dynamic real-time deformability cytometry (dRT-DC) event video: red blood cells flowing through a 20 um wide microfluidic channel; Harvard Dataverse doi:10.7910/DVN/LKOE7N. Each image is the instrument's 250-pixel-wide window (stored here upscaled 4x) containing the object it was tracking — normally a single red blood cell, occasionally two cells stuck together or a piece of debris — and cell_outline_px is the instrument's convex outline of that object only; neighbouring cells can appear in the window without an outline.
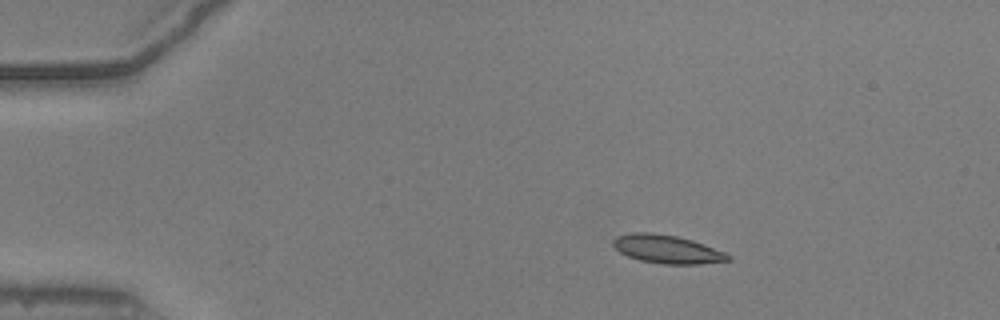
{"species": "common noctule bat (a hibernating species)", "species_latin": "Nyctalus noctula", "temperature_condition": "warm", "stored_images_in_passage": 11, "camera_frame_rate_fps": 3000, "um_per_image_px": 0.085, "animal": {"sex": "male", "body_mass_g": 20.5, "forearm_length_mm": 52.5}, "frame": {"image": 1, "passage_image": 1, "time_ms": 0.0, "image_size_px": [1000, 320], "cell_outline_px": [[732, 260], [700, 264], [664, 264], [640, 260], [628, 256], [620, 252], [612, 244], [612, 240], [616, 236], [632, 232], [652, 232], [676, 236], [692, 240], [704, 244], [724, 252], [732, 256]], "centroid_in_image_um": [56.7, 21.18], "position_along_channel_um": 28.3, "area_um2": 19.02}}
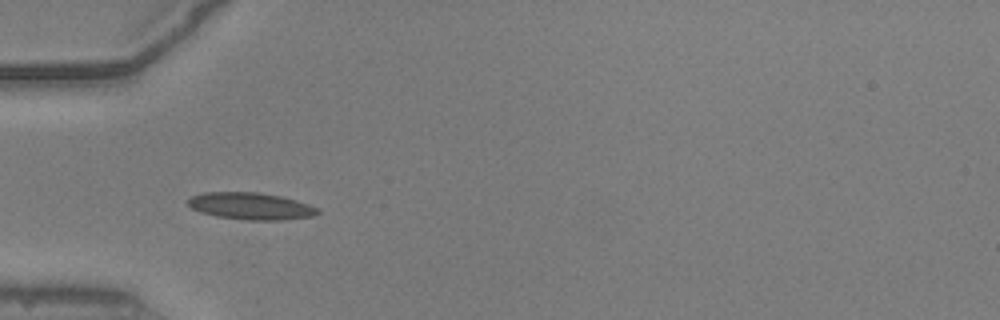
{"frame": {"image": 2, "passage_image": 9, "time_ms": 2.667, "image_size_px": [1000, 320], "cell_outline_px": [[320, 212], [312, 216], [284, 220], [244, 220], [216, 216], [200, 212], [192, 208], [188, 204], [188, 200], [192, 196], [204, 192], [260, 192], [280, 196], [296, 200], [320, 208]], "centroid_in_image_um": [21.34, 17.52], "position_along_channel_um": 63.7, "area_um2": 20.46}}